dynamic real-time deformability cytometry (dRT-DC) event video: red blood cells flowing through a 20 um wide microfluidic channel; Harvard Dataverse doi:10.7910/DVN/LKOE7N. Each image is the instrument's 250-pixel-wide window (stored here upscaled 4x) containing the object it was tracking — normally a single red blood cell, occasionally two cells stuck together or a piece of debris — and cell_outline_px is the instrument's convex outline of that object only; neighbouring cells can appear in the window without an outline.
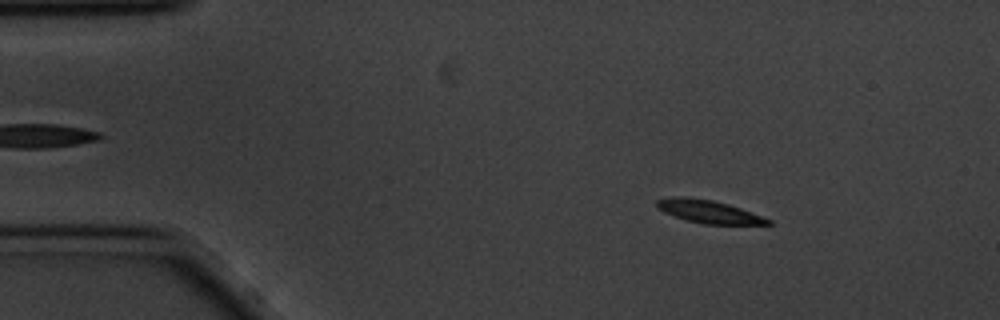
{"species": "common noctule bat (a hibernating species)", "species_latin": "Nyctalus noctula", "temperature_condition": "cold", "stored_images_in_passage": 58, "camera_frame_rate_fps": 3000, "um_per_image_px": 0.085, "animal": {"sex": "male", "body_mass_g": 20.1, "forearm_length_mm": 53.5}, "frame": {"image": 1, "passage_image": 8, "time_ms": 2.333, "image_size_px": [1000, 320], "cell_outline_px": [[772, 224], [704, 224], [688, 220], [664, 212], [656, 208], [656, 200], [668, 196], [688, 196], [712, 200], [728, 204], [740, 208], [772, 220]], "centroid_in_image_um": [60.19, 17.96], "position_along_channel_um": 24.8, "area_um2": 14.8}}
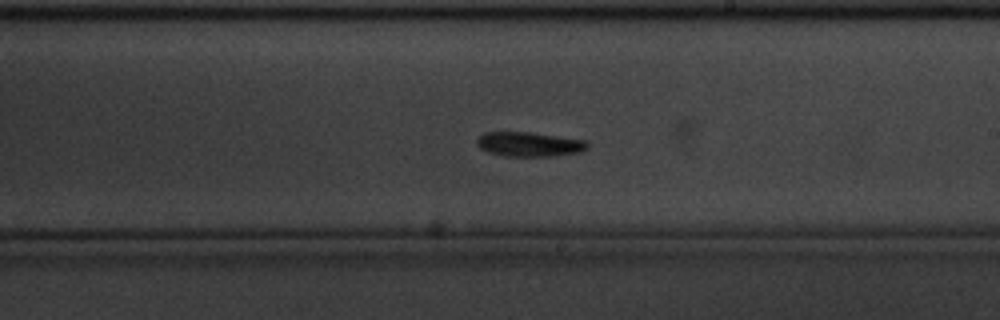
{"frame": {"image": 2, "passage_image": 33, "time_ms": 10.667, "image_size_px": [1000, 320], "cell_outline_px": [[588, 148], [580, 152], [556, 156], [504, 156], [488, 152], [480, 148], [476, 144], [476, 140], [484, 132], [532, 132], [588, 140]], "centroid_in_image_um": [45.01, 12.26], "position_along_channel_um": 244.0, "area_um2": 16.01}}
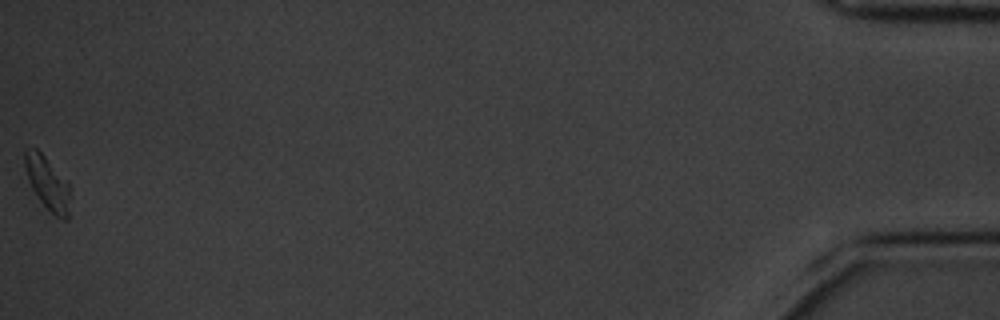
{"frame": {"image": 3, "passage_image": 58, "time_ms": 19.0, "image_size_px": [1000, 320], "cell_outline_px": [[72, 196], [68, 220], [64, 220], [56, 216], [36, 196], [28, 180], [24, 168], [24, 148], [36, 148], [68, 180]], "centroid_in_image_um": [4.08, 15.57], "position_along_channel_um": 431.1, "area_um2": 14.45}, "authors_computed_cell_mechanics": {"area_um2": 15.2592, "velocity_mm_per_s": 3.4163, "shape_relaxation_time_tau1_ms": 4.2715, "shape_relaxation_time_tau2_ms": null, "deformation_change_tau1": 0.1205, "deformation_change_tau2": null}}